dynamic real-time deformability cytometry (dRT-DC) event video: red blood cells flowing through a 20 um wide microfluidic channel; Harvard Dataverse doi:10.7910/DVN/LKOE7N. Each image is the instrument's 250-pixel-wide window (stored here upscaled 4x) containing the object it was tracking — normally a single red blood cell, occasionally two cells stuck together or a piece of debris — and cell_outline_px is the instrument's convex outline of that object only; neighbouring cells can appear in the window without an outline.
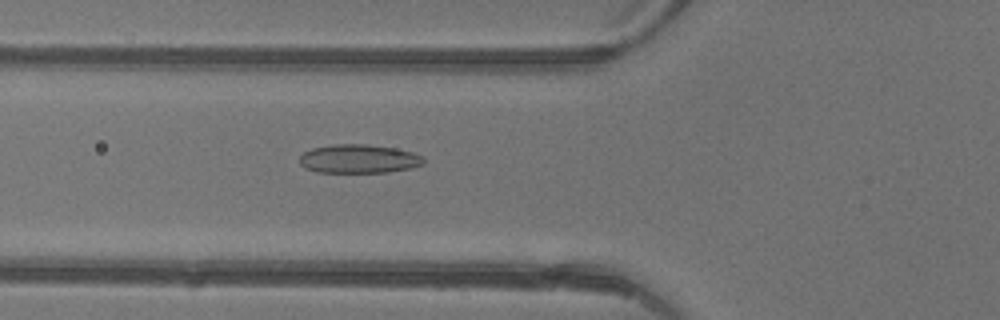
{"species": "common noctule bat (a hibernating species)", "species_latin": "Nyctalus noctula", "temperature_condition": "warm", "stored_images_in_passage": 47, "camera_frame_rate_fps": 3000, "um_per_image_px": 0.085, "animal": {"sex": "female"}, "frame": {"image": 1, "passage_image": 18, "time_ms": 5.667, "image_size_px": [1000, 320], "cell_outline_px": [[424, 164], [412, 168], [388, 172], [316, 172], [304, 168], [300, 164], [300, 156], [304, 152], [312, 148], [336, 144], [368, 144], [396, 148], [412, 152], [424, 156]], "centroid_in_image_um": [30.52, 13.5], "position_along_channel_um": 95.3, "area_um2": 20.92}}
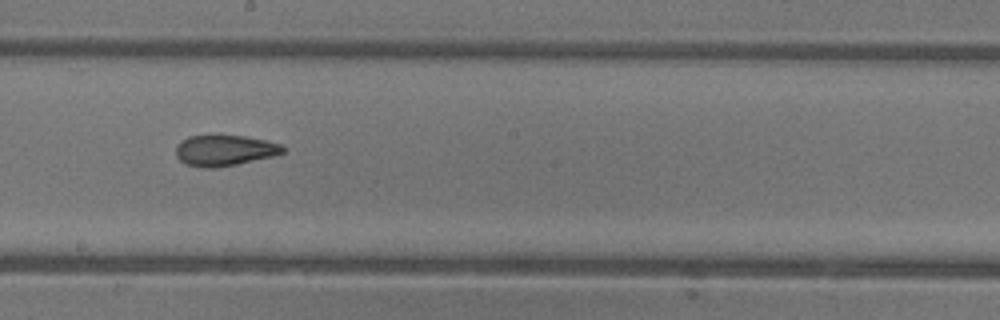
{"frame": {"image": 2, "passage_image": 27, "time_ms": 8.667, "image_size_px": [1000, 320], "cell_outline_px": [[288, 148], [284, 152], [272, 156], [236, 164], [216, 168], [204, 168], [184, 164], [176, 156], [176, 144], [188, 136], [244, 136], [268, 140], [280, 144]], "centroid_in_image_um": [19.09, 12.79], "position_along_channel_um": 229.1, "area_um2": 19.25}}
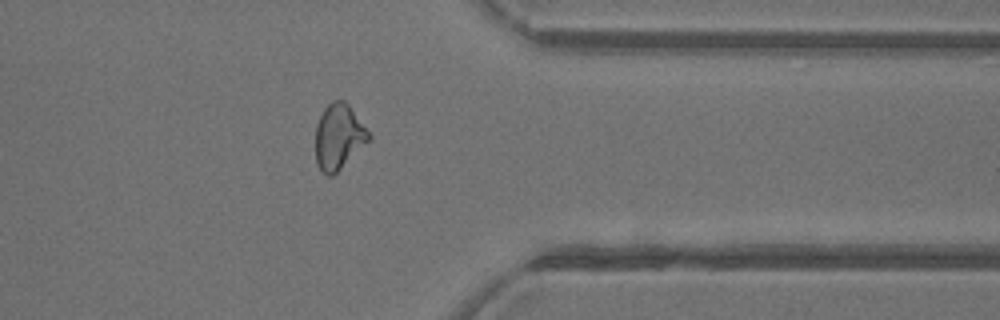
{"frame": {"image": 3, "passage_image": 38, "time_ms": 12.333, "image_size_px": [1000, 320], "cell_outline_px": [[372, 140], [332, 176], [328, 176], [316, 164], [316, 124], [324, 108], [332, 100], [344, 100], [348, 104], [372, 136]], "centroid_in_image_um": [28.81, 11.62], "position_along_channel_um": 382.6, "area_um2": 20.35}, "authors_computed_cell_mechanics": {"area_um2": 20.9236, "velocity_mm_per_s": 4.4429, "shape_relaxation_time_tau1_ms": null, "shape_relaxation_time_tau2_ms": 1.6335, "deformation_change_tau1": null, "deformation_change_tau2": 0.076}}